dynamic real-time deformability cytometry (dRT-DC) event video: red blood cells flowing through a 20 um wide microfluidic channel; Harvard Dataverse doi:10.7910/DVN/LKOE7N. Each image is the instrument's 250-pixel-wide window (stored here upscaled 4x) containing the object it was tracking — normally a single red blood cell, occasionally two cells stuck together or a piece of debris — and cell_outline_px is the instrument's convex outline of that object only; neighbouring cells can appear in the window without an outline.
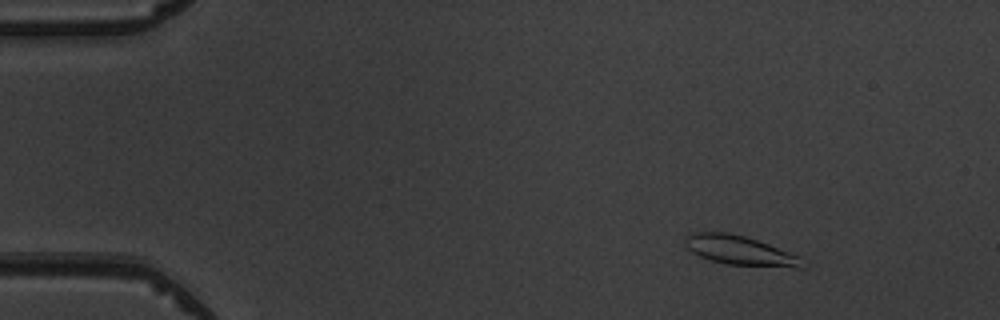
{"species": "common noctule bat (a hibernating species)", "species_latin": "Nyctalus noctula", "temperature_condition": "warm", "stored_images_in_passage": 6, "camera_frame_rate_fps": 3000, "um_per_image_px": 0.085, "animal": {"sex": "male", "body_mass_g": 19.5, "forearm_length_mm": 54.6}, "frame": {"image": 1, "passage_image": 2, "time_ms": 1.0, "image_size_px": [1000, 320], "cell_outline_px": [[808, 264], [804, 268], [796, 268], [728, 264], [712, 260], [700, 256], [692, 252], [684, 244], [684, 236], [692, 232], [728, 232], [744, 236], [768, 244], [800, 256]], "centroid_in_image_um": [62.93, 21.29], "position_along_channel_um": 22.1, "area_um2": 20.17}}
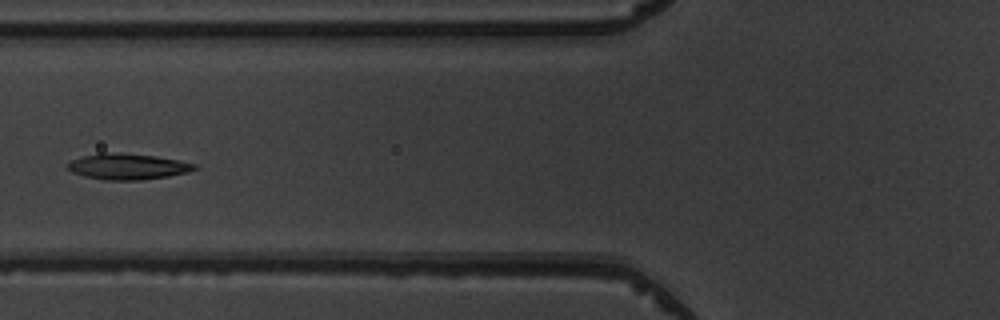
{"frame": {"image": 2, "passage_image": 6, "time_ms": 5.667, "image_size_px": [1000, 320], "cell_outline_px": [[196, 168], [188, 172], [168, 176], [140, 180], [104, 180], [84, 176], [72, 172], [64, 168], [64, 164], [72, 160], [84, 156], [100, 152], [104, 152], [152, 156], [176, 160], [196, 164]], "centroid_in_image_um": [10.76, 14.17], "position_along_channel_um": 115.0, "area_um2": 18.96}}